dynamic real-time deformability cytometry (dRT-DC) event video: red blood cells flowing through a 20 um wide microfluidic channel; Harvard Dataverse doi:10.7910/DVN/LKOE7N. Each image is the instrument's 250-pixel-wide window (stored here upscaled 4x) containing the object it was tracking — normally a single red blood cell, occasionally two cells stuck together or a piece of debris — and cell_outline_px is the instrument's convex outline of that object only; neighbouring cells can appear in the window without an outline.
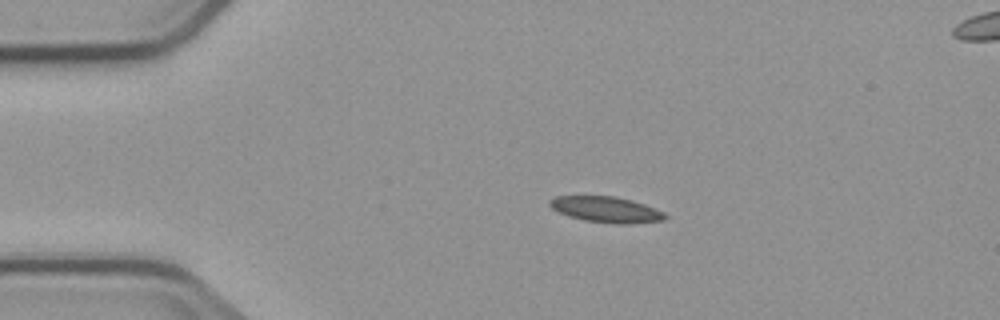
{"species": "common noctule bat (a hibernating species)", "species_latin": "Nyctalus noctula", "temperature_condition": "cold", "stored_images_in_passage": 4, "camera_frame_rate_fps": 3000, "um_per_image_px": 0.085, "animal": {"sex": "male", "body_mass_g": 23.1, "forearm_length_mm": 52.7}, "frame": {"image": 1, "passage_image": 2, "time_ms": 1.333, "image_size_px": [1000, 320], "cell_outline_px": [[668, 216], [664, 220], [628, 224], [620, 224], [584, 220], [568, 216], [552, 208], [548, 204], [548, 200], [556, 196], [616, 196], [632, 200], [656, 208], [664, 212]], "centroid_in_image_um": [51.54, 17.8], "position_along_channel_um": 33.5, "area_um2": 17.4}}